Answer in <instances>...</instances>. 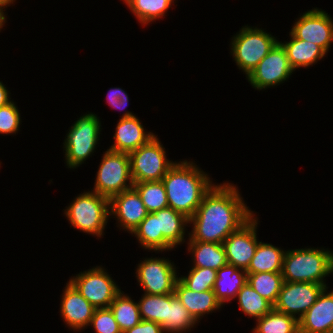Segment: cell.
Segmentation results:
<instances>
[{"label":"cell","instance_id":"1","mask_svg":"<svg viewBox=\"0 0 333 333\" xmlns=\"http://www.w3.org/2000/svg\"><path fill=\"white\" fill-rule=\"evenodd\" d=\"M226 182L214 184L204 195L201 204L189 219L192 229L187 241L222 244L254 214L241 197L238 187Z\"/></svg>","mask_w":333,"mask_h":333},{"label":"cell","instance_id":"2","mask_svg":"<svg viewBox=\"0 0 333 333\" xmlns=\"http://www.w3.org/2000/svg\"><path fill=\"white\" fill-rule=\"evenodd\" d=\"M168 207L191 218L202 202L204 195L215 184L210 176L196 163L177 161L162 178Z\"/></svg>","mask_w":333,"mask_h":333},{"label":"cell","instance_id":"3","mask_svg":"<svg viewBox=\"0 0 333 333\" xmlns=\"http://www.w3.org/2000/svg\"><path fill=\"white\" fill-rule=\"evenodd\" d=\"M285 282L323 284L333 274V251L324 248H298L285 251L282 271Z\"/></svg>","mask_w":333,"mask_h":333},{"label":"cell","instance_id":"4","mask_svg":"<svg viewBox=\"0 0 333 333\" xmlns=\"http://www.w3.org/2000/svg\"><path fill=\"white\" fill-rule=\"evenodd\" d=\"M64 216L80 232L102 238L110 217L109 199L96 192L84 191L65 207Z\"/></svg>","mask_w":333,"mask_h":333},{"label":"cell","instance_id":"5","mask_svg":"<svg viewBox=\"0 0 333 333\" xmlns=\"http://www.w3.org/2000/svg\"><path fill=\"white\" fill-rule=\"evenodd\" d=\"M101 127L99 117L93 112L83 114L71 125L63 142L68 168L76 169L92 156L99 144Z\"/></svg>","mask_w":333,"mask_h":333},{"label":"cell","instance_id":"6","mask_svg":"<svg viewBox=\"0 0 333 333\" xmlns=\"http://www.w3.org/2000/svg\"><path fill=\"white\" fill-rule=\"evenodd\" d=\"M231 38L230 53L238 69L246 77L279 41L264 29L250 27L248 24L242 26Z\"/></svg>","mask_w":333,"mask_h":333},{"label":"cell","instance_id":"7","mask_svg":"<svg viewBox=\"0 0 333 333\" xmlns=\"http://www.w3.org/2000/svg\"><path fill=\"white\" fill-rule=\"evenodd\" d=\"M98 167L92 191L110 200L113 196L133 188L128 153L107 149Z\"/></svg>","mask_w":333,"mask_h":333},{"label":"cell","instance_id":"8","mask_svg":"<svg viewBox=\"0 0 333 333\" xmlns=\"http://www.w3.org/2000/svg\"><path fill=\"white\" fill-rule=\"evenodd\" d=\"M155 135L146 144L129 153L133 183L159 181L176 163L167 159L165 147Z\"/></svg>","mask_w":333,"mask_h":333},{"label":"cell","instance_id":"9","mask_svg":"<svg viewBox=\"0 0 333 333\" xmlns=\"http://www.w3.org/2000/svg\"><path fill=\"white\" fill-rule=\"evenodd\" d=\"M69 282L96 309L109 308L122 291L102 265L71 276Z\"/></svg>","mask_w":333,"mask_h":333},{"label":"cell","instance_id":"10","mask_svg":"<svg viewBox=\"0 0 333 333\" xmlns=\"http://www.w3.org/2000/svg\"><path fill=\"white\" fill-rule=\"evenodd\" d=\"M166 257H147L137 264L136 279L144 294L165 295L174 293L179 279L174 262Z\"/></svg>","mask_w":333,"mask_h":333},{"label":"cell","instance_id":"11","mask_svg":"<svg viewBox=\"0 0 333 333\" xmlns=\"http://www.w3.org/2000/svg\"><path fill=\"white\" fill-rule=\"evenodd\" d=\"M293 72L287 53L278 41L246 78L253 88L260 91L284 83Z\"/></svg>","mask_w":333,"mask_h":333},{"label":"cell","instance_id":"12","mask_svg":"<svg viewBox=\"0 0 333 333\" xmlns=\"http://www.w3.org/2000/svg\"><path fill=\"white\" fill-rule=\"evenodd\" d=\"M258 217L255 213L222 243L227 263L246 270L253 258L258 243Z\"/></svg>","mask_w":333,"mask_h":333},{"label":"cell","instance_id":"13","mask_svg":"<svg viewBox=\"0 0 333 333\" xmlns=\"http://www.w3.org/2000/svg\"><path fill=\"white\" fill-rule=\"evenodd\" d=\"M325 288L323 284L284 281L274 309L299 320Z\"/></svg>","mask_w":333,"mask_h":333},{"label":"cell","instance_id":"14","mask_svg":"<svg viewBox=\"0 0 333 333\" xmlns=\"http://www.w3.org/2000/svg\"><path fill=\"white\" fill-rule=\"evenodd\" d=\"M299 16L290 33L295 38L319 45L328 53L333 43V19L330 14L316 7Z\"/></svg>","mask_w":333,"mask_h":333},{"label":"cell","instance_id":"15","mask_svg":"<svg viewBox=\"0 0 333 333\" xmlns=\"http://www.w3.org/2000/svg\"><path fill=\"white\" fill-rule=\"evenodd\" d=\"M109 213L117 218V227L129 234L148 215V211L134 188L123 191L109 200Z\"/></svg>","mask_w":333,"mask_h":333},{"label":"cell","instance_id":"16","mask_svg":"<svg viewBox=\"0 0 333 333\" xmlns=\"http://www.w3.org/2000/svg\"><path fill=\"white\" fill-rule=\"evenodd\" d=\"M145 130L140 119L131 111L125 110L117 122L113 135L114 144L109 150L128 154L135 151L156 135Z\"/></svg>","mask_w":333,"mask_h":333},{"label":"cell","instance_id":"17","mask_svg":"<svg viewBox=\"0 0 333 333\" xmlns=\"http://www.w3.org/2000/svg\"><path fill=\"white\" fill-rule=\"evenodd\" d=\"M62 292L59 309L66 326L79 332L87 329L96 308L69 281Z\"/></svg>","mask_w":333,"mask_h":333},{"label":"cell","instance_id":"18","mask_svg":"<svg viewBox=\"0 0 333 333\" xmlns=\"http://www.w3.org/2000/svg\"><path fill=\"white\" fill-rule=\"evenodd\" d=\"M326 287L317 301L298 320L299 333H331L333 329V290Z\"/></svg>","mask_w":333,"mask_h":333},{"label":"cell","instance_id":"19","mask_svg":"<svg viewBox=\"0 0 333 333\" xmlns=\"http://www.w3.org/2000/svg\"><path fill=\"white\" fill-rule=\"evenodd\" d=\"M174 293L198 323L206 314L223 307L213 290L196 292L186 287L179 279L176 281Z\"/></svg>","mask_w":333,"mask_h":333},{"label":"cell","instance_id":"20","mask_svg":"<svg viewBox=\"0 0 333 333\" xmlns=\"http://www.w3.org/2000/svg\"><path fill=\"white\" fill-rule=\"evenodd\" d=\"M289 41H279L284 47L291 67L296 71L298 68H308L322 60L327 52L319 45L295 38L289 32Z\"/></svg>","mask_w":333,"mask_h":333},{"label":"cell","instance_id":"21","mask_svg":"<svg viewBox=\"0 0 333 333\" xmlns=\"http://www.w3.org/2000/svg\"><path fill=\"white\" fill-rule=\"evenodd\" d=\"M246 282V271L227 263L217 270V278L213 288L216 299L222 306H225V303L231 302V300L236 298Z\"/></svg>","mask_w":333,"mask_h":333},{"label":"cell","instance_id":"22","mask_svg":"<svg viewBox=\"0 0 333 333\" xmlns=\"http://www.w3.org/2000/svg\"><path fill=\"white\" fill-rule=\"evenodd\" d=\"M153 213L157 216L158 234H162L174 248L186 242L185 235L189 218L171 207H166Z\"/></svg>","mask_w":333,"mask_h":333},{"label":"cell","instance_id":"23","mask_svg":"<svg viewBox=\"0 0 333 333\" xmlns=\"http://www.w3.org/2000/svg\"><path fill=\"white\" fill-rule=\"evenodd\" d=\"M186 244L189 254L192 255V267L219 270L227 264L223 244L201 241H188Z\"/></svg>","mask_w":333,"mask_h":333},{"label":"cell","instance_id":"24","mask_svg":"<svg viewBox=\"0 0 333 333\" xmlns=\"http://www.w3.org/2000/svg\"><path fill=\"white\" fill-rule=\"evenodd\" d=\"M285 251L270 243L260 241L248 268L245 270L246 273L281 272Z\"/></svg>","mask_w":333,"mask_h":333},{"label":"cell","instance_id":"25","mask_svg":"<svg viewBox=\"0 0 333 333\" xmlns=\"http://www.w3.org/2000/svg\"><path fill=\"white\" fill-rule=\"evenodd\" d=\"M131 234L144 250L162 253L175 249L162 234H158L157 216L154 213H148Z\"/></svg>","mask_w":333,"mask_h":333},{"label":"cell","instance_id":"26","mask_svg":"<svg viewBox=\"0 0 333 333\" xmlns=\"http://www.w3.org/2000/svg\"><path fill=\"white\" fill-rule=\"evenodd\" d=\"M198 322L182 305L175 293L167 294V318L161 324L164 333H186Z\"/></svg>","mask_w":333,"mask_h":333},{"label":"cell","instance_id":"27","mask_svg":"<svg viewBox=\"0 0 333 333\" xmlns=\"http://www.w3.org/2000/svg\"><path fill=\"white\" fill-rule=\"evenodd\" d=\"M175 0H123L139 23L149 25L155 20H162ZM177 1V0H176Z\"/></svg>","mask_w":333,"mask_h":333},{"label":"cell","instance_id":"28","mask_svg":"<svg viewBox=\"0 0 333 333\" xmlns=\"http://www.w3.org/2000/svg\"><path fill=\"white\" fill-rule=\"evenodd\" d=\"M122 333L142 321L138 303L121 291L109 306Z\"/></svg>","mask_w":333,"mask_h":333},{"label":"cell","instance_id":"29","mask_svg":"<svg viewBox=\"0 0 333 333\" xmlns=\"http://www.w3.org/2000/svg\"><path fill=\"white\" fill-rule=\"evenodd\" d=\"M253 333H299L298 319L274 308L256 320Z\"/></svg>","mask_w":333,"mask_h":333},{"label":"cell","instance_id":"30","mask_svg":"<svg viewBox=\"0 0 333 333\" xmlns=\"http://www.w3.org/2000/svg\"><path fill=\"white\" fill-rule=\"evenodd\" d=\"M236 299L238 300L239 309L246 316L255 320L261 318L274 308V305L256 292L248 282L240 289Z\"/></svg>","mask_w":333,"mask_h":333},{"label":"cell","instance_id":"31","mask_svg":"<svg viewBox=\"0 0 333 333\" xmlns=\"http://www.w3.org/2000/svg\"><path fill=\"white\" fill-rule=\"evenodd\" d=\"M247 282L263 298L274 305L278 299L284 279L281 272H262L247 274Z\"/></svg>","mask_w":333,"mask_h":333},{"label":"cell","instance_id":"32","mask_svg":"<svg viewBox=\"0 0 333 333\" xmlns=\"http://www.w3.org/2000/svg\"><path fill=\"white\" fill-rule=\"evenodd\" d=\"M149 213L168 207L166 189L162 180L133 183Z\"/></svg>","mask_w":333,"mask_h":333},{"label":"cell","instance_id":"33","mask_svg":"<svg viewBox=\"0 0 333 333\" xmlns=\"http://www.w3.org/2000/svg\"><path fill=\"white\" fill-rule=\"evenodd\" d=\"M137 303L142 320L161 325L167 318V294H142Z\"/></svg>","mask_w":333,"mask_h":333},{"label":"cell","instance_id":"34","mask_svg":"<svg viewBox=\"0 0 333 333\" xmlns=\"http://www.w3.org/2000/svg\"><path fill=\"white\" fill-rule=\"evenodd\" d=\"M217 278V270L191 267L188 275L179 276V280L190 290L196 292L213 290Z\"/></svg>","mask_w":333,"mask_h":333},{"label":"cell","instance_id":"35","mask_svg":"<svg viewBox=\"0 0 333 333\" xmlns=\"http://www.w3.org/2000/svg\"><path fill=\"white\" fill-rule=\"evenodd\" d=\"M21 116L13 99L0 107V134L12 135L20 130Z\"/></svg>","mask_w":333,"mask_h":333},{"label":"cell","instance_id":"36","mask_svg":"<svg viewBox=\"0 0 333 333\" xmlns=\"http://www.w3.org/2000/svg\"><path fill=\"white\" fill-rule=\"evenodd\" d=\"M89 326H92L96 333H122L110 308L95 309Z\"/></svg>","mask_w":333,"mask_h":333},{"label":"cell","instance_id":"37","mask_svg":"<svg viewBox=\"0 0 333 333\" xmlns=\"http://www.w3.org/2000/svg\"><path fill=\"white\" fill-rule=\"evenodd\" d=\"M106 102L109 106L113 109L124 110L126 109L129 97L127 93L120 87L110 88L109 92L107 93Z\"/></svg>","mask_w":333,"mask_h":333},{"label":"cell","instance_id":"38","mask_svg":"<svg viewBox=\"0 0 333 333\" xmlns=\"http://www.w3.org/2000/svg\"><path fill=\"white\" fill-rule=\"evenodd\" d=\"M123 333H164L163 327L156 322L142 320Z\"/></svg>","mask_w":333,"mask_h":333},{"label":"cell","instance_id":"39","mask_svg":"<svg viewBox=\"0 0 333 333\" xmlns=\"http://www.w3.org/2000/svg\"><path fill=\"white\" fill-rule=\"evenodd\" d=\"M10 91L7 89V87L3 84L2 81H0V107L8 104L11 102V95ZM10 97V98H9Z\"/></svg>","mask_w":333,"mask_h":333},{"label":"cell","instance_id":"40","mask_svg":"<svg viewBox=\"0 0 333 333\" xmlns=\"http://www.w3.org/2000/svg\"><path fill=\"white\" fill-rule=\"evenodd\" d=\"M15 1L16 0H0V10H2L6 14V8L14 4Z\"/></svg>","mask_w":333,"mask_h":333},{"label":"cell","instance_id":"41","mask_svg":"<svg viewBox=\"0 0 333 333\" xmlns=\"http://www.w3.org/2000/svg\"><path fill=\"white\" fill-rule=\"evenodd\" d=\"M6 15L7 14H5L2 10H0V32H1V29H3V27H5L4 25L7 22Z\"/></svg>","mask_w":333,"mask_h":333}]
</instances>
